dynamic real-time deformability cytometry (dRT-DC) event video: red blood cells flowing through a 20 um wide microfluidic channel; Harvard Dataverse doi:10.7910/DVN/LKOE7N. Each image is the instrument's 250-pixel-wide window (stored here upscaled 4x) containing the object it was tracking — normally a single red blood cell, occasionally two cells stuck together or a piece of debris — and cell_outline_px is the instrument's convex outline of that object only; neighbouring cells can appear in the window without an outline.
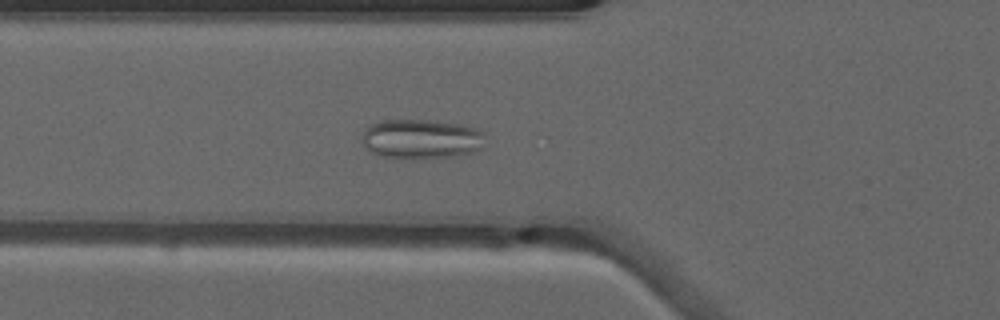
{"species": "common noctule bat (a hibernating species)", "species_latin": "Nyctalus noctula", "temperature_condition": "warm", "stored_images_in_passage": 34, "camera_frame_rate_fps": 3000, "um_per_image_px": 0.085, "animal": {"sex": "male", "forearm_length_mm": 52.5}, "frame": {"image": 1, "passage_image": 2, "time_ms": 0.333, "image_size_px": [1000, 320], "cell_outline_px": [[484, 136], [476, 148], [472, 152], [448, 156], [384, 156], [372, 152], [364, 148], [364, 132], [368, 124], [380, 120], [436, 120], [460, 124], [484, 132]], "centroid_in_image_um": [35.74, 11.75], "position_along_channel_um": 90.1, "area_um2": 27.22}}
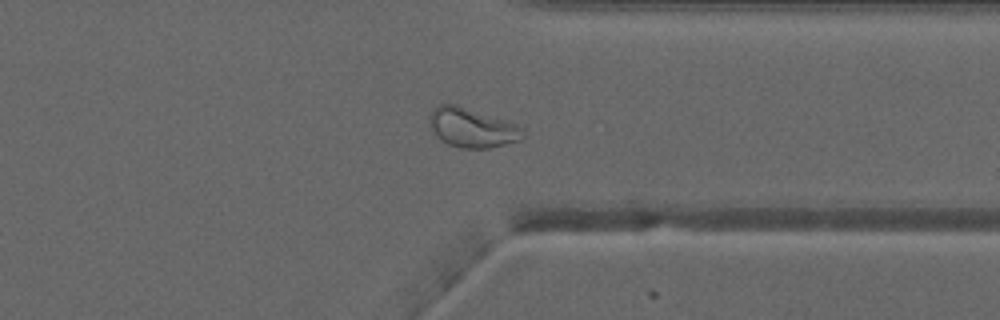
{"frame": {"image": 2, "passage_image": 23, "time_ms": 7.333, "image_size_px": [1000, 320], "cell_outline_px": [[524, 136], [520, 140], [488, 148], [460, 148], [448, 144], [440, 140], [428, 124], [428, 116], [440, 104], [456, 104], [516, 124], [524, 128]], "centroid_in_image_um": [40.1, 10.86], "position_along_channel_um": 371.3, "area_um2": 21.27}}
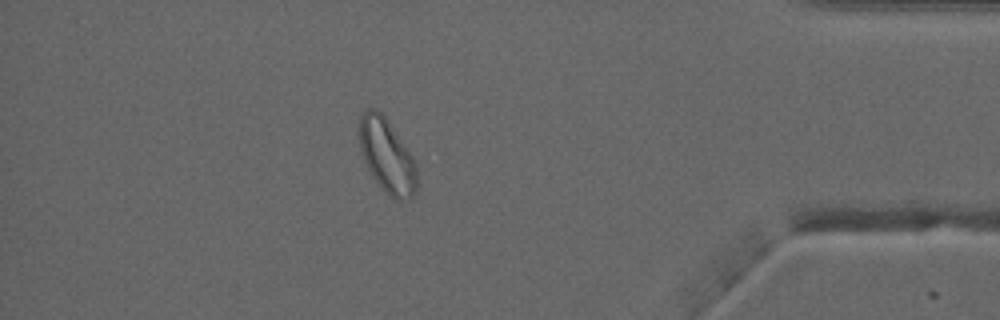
{"frame": {"image": 3, "passage_image": 28, "time_ms": 9.0, "image_size_px": [1000, 320], "cell_outline_px": [[416, 192], [412, 196], [400, 200], [396, 200], [388, 196], [384, 192], [372, 176], [364, 160], [360, 148], [360, 116], [368, 108], [376, 108], [384, 116], [412, 156], [416, 164]], "centroid_in_image_um": [32.88, 13.27], "position_along_channel_um": 402.3, "area_um2": 24.39}}